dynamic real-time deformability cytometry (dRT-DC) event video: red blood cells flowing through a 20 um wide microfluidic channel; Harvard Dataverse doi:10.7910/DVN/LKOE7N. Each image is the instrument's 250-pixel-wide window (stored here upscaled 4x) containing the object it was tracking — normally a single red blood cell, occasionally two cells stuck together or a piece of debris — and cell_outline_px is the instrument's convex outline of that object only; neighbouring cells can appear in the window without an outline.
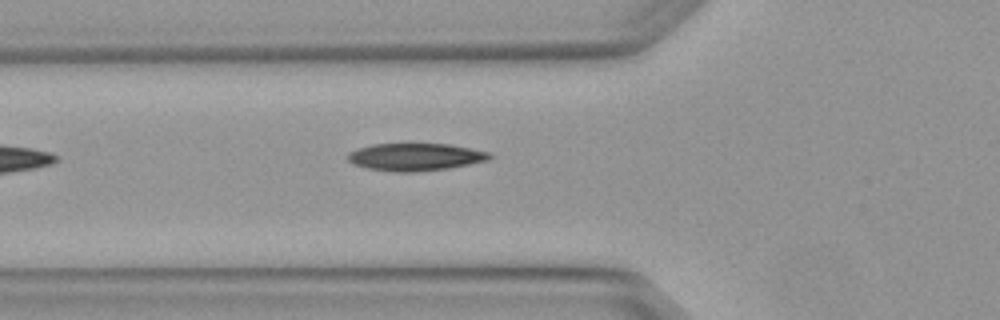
{"species": "Egyptian fruit bat (a non-hibernating species)", "species_latin": "Rousettus aegyptiacus", "temperature_condition": "warm", "stored_images_in_passage": 2, "camera_frame_rate_fps": 3000, "um_per_image_px": 0.085, "animal": {"sex": "female"}, "frame": {"image": 1, "passage_image": 2, "time_ms": 0.333, "image_size_px": [1000, 320], "cell_outline_px": [[492, 156], [488, 160], [448, 168], [416, 172], [392, 172], [368, 168], [352, 164], [348, 160], [348, 152], [356, 148], [372, 144], [448, 144], [488, 152]], "centroid_in_image_um": [35.24, 13.34], "position_along_channel_um": 90.6, "area_um2": 22.6}}